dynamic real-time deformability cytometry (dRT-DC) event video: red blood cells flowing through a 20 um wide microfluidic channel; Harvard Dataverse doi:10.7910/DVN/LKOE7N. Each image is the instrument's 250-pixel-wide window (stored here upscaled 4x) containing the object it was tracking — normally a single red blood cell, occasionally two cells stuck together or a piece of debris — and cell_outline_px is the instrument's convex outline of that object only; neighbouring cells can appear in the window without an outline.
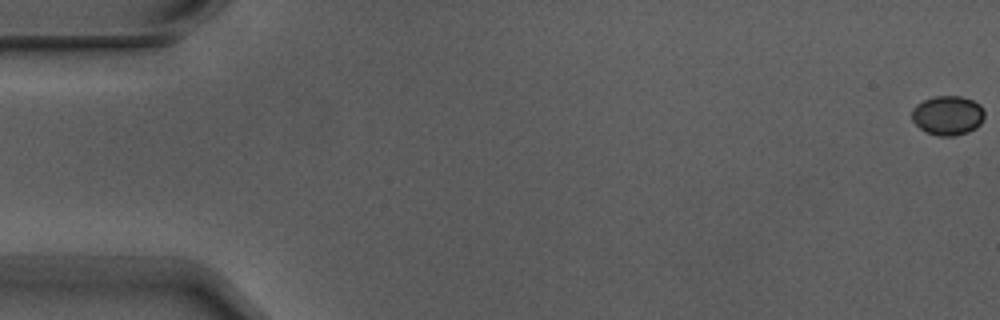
{"species": "Egyptian fruit bat (a non-hibernating species)", "species_latin": "Rousettus aegyptiacus", "temperature_condition": "warm", "stored_images_in_passage": 4, "camera_frame_rate_fps": 3000, "um_per_image_px": 0.085, "animal": {"sex": "male"}, "frame": {"image": 1, "passage_image": 1, "time_ms": 0.0, "image_size_px": [1000, 320], "cell_outline_px": [[984, 116], [980, 124], [976, 128], [968, 132], [952, 136], [940, 136], [928, 132], [920, 128], [912, 120], [912, 108], [916, 104], [924, 100], [936, 96], [960, 96], [972, 100], [980, 104], [984, 112]], "centroid_in_image_um": [80.56, 9.8], "position_along_channel_um": 4.4, "area_um2": 16.59}}